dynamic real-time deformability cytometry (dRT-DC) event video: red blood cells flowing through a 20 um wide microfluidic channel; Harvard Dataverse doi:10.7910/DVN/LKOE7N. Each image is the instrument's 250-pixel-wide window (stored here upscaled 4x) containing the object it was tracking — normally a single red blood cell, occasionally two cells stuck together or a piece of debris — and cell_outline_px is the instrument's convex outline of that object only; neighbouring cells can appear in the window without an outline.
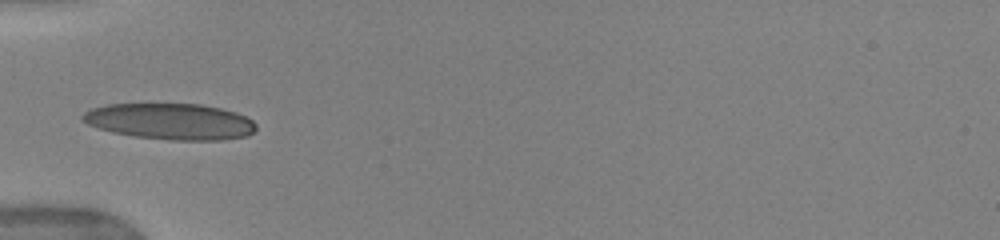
{"species": "human", "species_latin": "Homo sapiens", "temperature_condition": "warm", "stored_images_in_passage": 7, "camera_frame_rate_fps": 3000, "um_per_image_px": 0.085, "donor": {"sex": "female"}, "frame": {"image": 1, "passage_image": 1, "time_ms": 0.0, "image_size_px": [1000, 240], "cell_outline_px": [[256, 128], [248, 136], [220, 140], [172, 140], [136, 136], [112, 132], [96, 128], [80, 120], [80, 116], [84, 112], [92, 108], [108, 104], [200, 104], [220, 108], [236, 112], [252, 120], [256, 124]], "centroid_in_image_um": [14.46, 10.32], "position_along_channel_um": 70.5, "area_um2": 36.59}}